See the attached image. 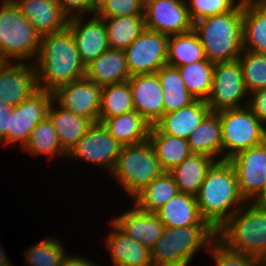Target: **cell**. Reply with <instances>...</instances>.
<instances>
[{
    "mask_svg": "<svg viewBox=\"0 0 266 266\" xmlns=\"http://www.w3.org/2000/svg\"><path fill=\"white\" fill-rule=\"evenodd\" d=\"M35 59L38 89L53 92L61 85L85 77V65L67 27L63 31L42 36Z\"/></svg>",
    "mask_w": 266,
    "mask_h": 266,
    "instance_id": "1",
    "label": "cell"
},
{
    "mask_svg": "<svg viewBox=\"0 0 266 266\" xmlns=\"http://www.w3.org/2000/svg\"><path fill=\"white\" fill-rule=\"evenodd\" d=\"M195 197L201 216L215 231L247 203L228 160L212 165Z\"/></svg>",
    "mask_w": 266,
    "mask_h": 266,
    "instance_id": "2",
    "label": "cell"
},
{
    "mask_svg": "<svg viewBox=\"0 0 266 266\" xmlns=\"http://www.w3.org/2000/svg\"><path fill=\"white\" fill-rule=\"evenodd\" d=\"M193 30L213 64L238 60L243 52V4L232 11L196 21Z\"/></svg>",
    "mask_w": 266,
    "mask_h": 266,
    "instance_id": "3",
    "label": "cell"
},
{
    "mask_svg": "<svg viewBox=\"0 0 266 266\" xmlns=\"http://www.w3.org/2000/svg\"><path fill=\"white\" fill-rule=\"evenodd\" d=\"M216 238L228 249L266 260V210L247 202L219 229Z\"/></svg>",
    "mask_w": 266,
    "mask_h": 266,
    "instance_id": "4",
    "label": "cell"
},
{
    "mask_svg": "<svg viewBox=\"0 0 266 266\" xmlns=\"http://www.w3.org/2000/svg\"><path fill=\"white\" fill-rule=\"evenodd\" d=\"M216 238L210 225L165 227L151 252L153 266H188L193 255Z\"/></svg>",
    "mask_w": 266,
    "mask_h": 266,
    "instance_id": "5",
    "label": "cell"
},
{
    "mask_svg": "<svg viewBox=\"0 0 266 266\" xmlns=\"http://www.w3.org/2000/svg\"><path fill=\"white\" fill-rule=\"evenodd\" d=\"M0 7V54L8 62H12L11 57L18 62L37 57L41 35L14 1L4 0Z\"/></svg>",
    "mask_w": 266,
    "mask_h": 266,
    "instance_id": "6",
    "label": "cell"
},
{
    "mask_svg": "<svg viewBox=\"0 0 266 266\" xmlns=\"http://www.w3.org/2000/svg\"><path fill=\"white\" fill-rule=\"evenodd\" d=\"M160 162L149 140L122 146L111 175L132 199L162 173Z\"/></svg>",
    "mask_w": 266,
    "mask_h": 266,
    "instance_id": "7",
    "label": "cell"
},
{
    "mask_svg": "<svg viewBox=\"0 0 266 266\" xmlns=\"http://www.w3.org/2000/svg\"><path fill=\"white\" fill-rule=\"evenodd\" d=\"M220 115L224 157L229 160L237 153L264 143V126L246 106L245 108L227 109ZM226 150V151H225Z\"/></svg>",
    "mask_w": 266,
    "mask_h": 266,
    "instance_id": "8",
    "label": "cell"
},
{
    "mask_svg": "<svg viewBox=\"0 0 266 266\" xmlns=\"http://www.w3.org/2000/svg\"><path fill=\"white\" fill-rule=\"evenodd\" d=\"M248 95L239 60L216 63L213 68L212 87L206 100L212 112L242 108V99Z\"/></svg>",
    "mask_w": 266,
    "mask_h": 266,
    "instance_id": "9",
    "label": "cell"
},
{
    "mask_svg": "<svg viewBox=\"0 0 266 266\" xmlns=\"http://www.w3.org/2000/svg\"><path fill=\"white\" fill-rule=\"evenodd\" d=\"M169 36L145 29L124 50L130 76L156 73L167 64Z\"/></svg>",
    "mask_w": 266,
    "mask_h": 266,
    "instance_id": "10",
    "label": "cell"
},
{
    "mask_svg": "<svg viewBox=\"0 0 266 266\" xmlns=\"http://www.w3.org/2000/svg\"><path fill=\"white\" fill-rule=\"evenodd\" d=\"M52 101V92L38 89L29 98L13 107L7 129V143L16 144L19 141L23 148L32 130L48 117Z\"/></svg>",
    "mask_w": 266,
    "mask_h": 266,
    "instance_id": "11",
    "label": "cell"
},
{
    "mask_svg": "<svg viewBox=\"0 0 266 266\" xmlns=\"http://www.w3.org/2000/svg\"><path fill=\"white\" fill-rule=\"evenodd\" d=\"M186 0H144L145 28L168 36L193 30Z\"/></svg>",
    "mask_w": 266,
    "mask_h": 266,
    "instance_id": "12",
    "label": "cell"
},
{
    "mask_svg": "<svg viewBox=\"0 0 266 266\" xmlns=\"http://www.w3.org/2000/svg\"><path fill=\"white\" fill-rule=\"evenodd\" d=\"M121 149L122 145L108 133L102 123L97 122L88 128L67 156L104 166L108 172H112Z\"/></svg>",
    "mask_w": 266,
    "mask_h": 266,
    "instance_id": "13",
    "label": "cell"
},
{
    "mask_svg": "<svg viewBox=\"0 0 266 266\" xmlns=\"http://www.w3.org/2000/svg\"><path fill=\"white\" fill-rule=\"evenodd\" d=\"M102 87L86 77L56 88L53 101L76 115L99 122Z\"/></svg>",
    "mask_w": 266,
    "mask_h": 266,
    "instance_id": "14",
    "label": "cell"
},
{
    "mask_svg": "<svg viewBox=\"0 0 266 266\" xmlns=\"http://www.w3.org/2000/svg\"><path fill=\"white\" fill-rule=\"evenodd\" d=\"M228 161L235 170L242 197L246 202L252 201L266 182V145L250 147Z\"/></svg>",
    "mask_w": 266,
    "mask_h": 266,
    "instance_id": "15",
    "label": "cell"
},
{
    "mask_svg": "<svg viewBox=\"0 0 266 266\" xmlns=\"http://www.w3.org/2000/svg\"><path fill=\"white\" fill-rule=\"evenodd\" d=\"M38 90L36 67L29 62H8L0 71V102L19 105Z\"/></svg>",
    "mask_w": 266,
    "mask_h": 266,
    "instance_id": "16",
    "label": "cell"
},
{
    "mask_svg": "<svg viewBox=\"0 0 266 266\" xmlns=\"http://www.w3.org/2000/svg\"><path fill=\"white\" fill-rule=\"evenodd\" d=\"M91 20L81 23L83 15L68 19L67 28L71 31L79 52L81 62L86 66L100 54L109 49L107 30L98 14Z\"/></svg>",
    "mask_w": 266,
    "mask_h": 266,
    "instance_id": "17",
    "label": "cell"
},
{
    "mask_svg": "<svg viewBox=\"0 0 266 266\" xmlns=\"http://www.w3.org/2000/svg\"><path fill=\"white\" fill-rule=\"evenodd\" d=\"M134 110L151 126L164 115L161 83L156 73L131 76L128 80Z\"/></svg>",
    "mask_w": 266,
    "mask_h": 266,
    "instance_id": "18",
    "label": "cell"
},
{
    "mask_svg": "<svg viewBox=\"0 0 266 266\" xmlns=\"http://www.w3.org/2000/svg\"><path fill=\"white\" fill-rule=\"evenodd\" d=\"M42 36L63 31L68 18L57 0H12Z\"/></svg>",
    "mask_w": 266,
    "mask_h": 266,
    "instance_id": "19",
    "label": "cell"
},
{
    "mask_svg": "<svg viewBox=\"0 0 266 266\" xmlns=\"http://www.w3.org/2000/svg\"><path fill=\"white\" fill-rule=\"evenodd\" d=\"M134 206V209L122 213L112 222L130 238L151 250L161 237L165 226L155 213L144 212Z\"/></svg>",
    "mask_w": 266,
    "mask_h": 266,
    "instance_id": "20",
    "label": "cell"
},
{
    "mask_svg": "<svg viewBox=\"0 0 266 266\" xmlns=\"http://www.w3.org/2000/svg\"><path fill=\"white\" fill-rule=\"evenodd\" d=\"M85 77L101 87L130 79L124 50L107 49L85 66Z\"/></svg>",
    "mask_w": 266,
    "mask_h": 266,
    "instance_id": "21",
    "label": "cell"
},
{
    "mask_svg": "<svg viewBox=\"0 0 266 266\" xmlns=\"http://www.w3.org/2000/svg\"><path fill=\"white\" fill-rule=\"evenodd\" d=\"M211 112L212 111L206 101L196 99L188 106L164 114L155 126L162 133L187 140L190 134Z\"/></svg>",
    "mask_w": 266,
    "mask_h": 266,
    "instance_id": "22",
    "label": "cell"
},
{
    "mask_svg": "<svg viewBox=\"0 0 266 266\" xmlns=\"http://www.w3.org/2000/svg\"><path fill=\"white\" fill-rule=\"evenodd\" d=\"M114 230L106 238L114 266H153L150 250L122 232L112 221Z\"/></svg>",
    "mask_w": 266,
    "mask_h": 266,
    "instance_id": "23",
    "label": "cell"
},
{
    "mask_svg": "<svg viewBox=\"0 0 266 266\" xmlns=\"http://www.w3.org/2000/svg\"><path fill=\"white\" fill-rule=\"evenodd\" d=\"M155 214L168 228L209 225L200 214L196 197L180 192Z\"/></svg>",
    "mask_w": 266,
    "mask_h": 266,
    "instance_id": "24",
    "label": "cell"
},
{
    "mask_svg": "<svg viewBox=\"0 0 266 266\" xmlns=\"http://www.w3.org/2000/svg\"><path fill=\"white\" fill-rule=\"evenodd\" d=\"M204 154L192 153L169 173L172 175L180 193L196 196L208 170L216 162Z\"/></svg>",
    "mask_w": 266,
    "mask_h": 266,
    "instance_id": "25",
    "label": "cell"
},
{
    "mask_svg": "<svg viewBox=\"0 0 266 266\" xmlns=\"http://www.w3.org/2000/svg\"><path fill=\"white\" fill-rule=\"evenodd\" d=\"M53 103L54 101L50 105L48 118L55 128L61 148L68 154L86 134L93 122L88 118L67 111L60 106H53Z\"/></svg>",
    "mask_w": 266,
    "mask_h": 266,
    "instance_id": "26",
    "label": "cell"
},
{
    "mask_svg": "<svg viewBox=\"0 0 266 266\" xmlns=\"http://www.w3.org/2000/svg\"><path fill=\"white\" fill-rule=\"evenodd\" d=\"M101 123L122 146L142 143L149 138L151 125L135 110L106 118Z\"/></svg>",
    "mask_w": 266,
    "mask_h": 266,
    "instance_id": "27",
    "label": "cell"
},
{
    "mask_svg": "<svg viewBox=\"0 0 266 266\" xmlns=\"http://www.w3.org/2000/svg\"><path fill=\"white\" fill-rule=\"evenodd\" d=\"M148 140L164 172H170L192 154L186 139L162 133L155 125L150 128Z\"/></svg>",
    "mask_w": 266,
    "mask_h": 266,
    "instance_id": "28",
    "label": "cell"
},
{
    "mask_svg": "<svg viewBox=\"0 0 266 266\" xmlns=\"http://www.w3.org/2000/svg\"><path fill=\"white\" fill-rule=\"evenodd\" d=\"M243 50L266 54V2L243 4Z\"/></svg>",
    "mask_w": 266,
    "mask_h": 266,
    "instance_id": "29",
    "label": "cell"
},
{
    "mask_svg": "<svg viewBox=\"0 0 266 266\" xmlns=\"http://www.w3.org/2000/svg\"><path fill=\"white\" fill-rule=\"evenodd\" d=\"M192 153L204 154L216 158L222 155L223 141L220 115L211 112L187 139Z\"/></svg>",
    "mask_w": 266,
    "mask_h": 266,
    "instance_id": "30",
    "label": "cell"
},
{
    "mask_svg": "<svg viewBox=\"0 0 266 266\" xmlns=\"http://www.w3.org/2000/svg\"><path fill=\"white\" fill-rule=\"evenodd\" d=\"M164 101V114L177 111L193 103L196 98L186 89L178 67L164 65L157 71Z\"/></svg>",
    "mask_w": 266,
    "mask_h": 266,
    "instance_id": "31",
    "label": "cell"
},
{
    "mask_svg": "<svg viewBox=\"0 0 266 266\" xmlns=\"http://www.w3.org/2000/svg\"><path fill=\"white\" fill-rule=\"evenodd\" d=\"M179 193L178 187L169 172H163L151 181L132 200L141 211L156 213L164 204Z\"/></svg>",
    "mask_w": 266,
    "mask_h": 266,
    "instance_id": "32",
    "label": "cell"
},
{
    "mask_svg": "<svg viewBox=\"0 0 266 266\" xmlns=\"http://www.w3.org/2000/svg\"><path fill=\"white\" fill-rule=\"evenodd\" d=\"M205 59L204 48L194 30L169 36L167 65L180 67Z\"/></svg>",
    "mask_w": 266,
    "mask_h": 266,
    "instance_id": "33",
    "label": "cell"
},
{
    "mask_svg": "<svg viewBox=\"0 0 266 266\" xmlns=\"http://www.w3.org/2000/svg\"><path fill=\"white\" fill-rule=\"evenodd\" d=\"M110 49L126 50L146 29L144 15L102 18Z\"/></svg>",
    "mask_w": 266,
    "mask_h": 266,
    "instance_id": "34",
    "label": "cell"
},
{
    "mask_svg": "<svg viewBox=\"0 0 266 266\" xmlns=\"http://www.w3.org/2000/svg\"><path fill=\"white\" fill-rule=\"evenodd\" d=\"M134 111L132 92L128 81L102 87L99 122L106 118Z\"/></svg>",
    "mask_w": 266,
    "mask_h": 266,
    "instance_id": "35",
    "label": "cell"
},
{
    "mask_svg": "<svg viewBox=\"0 0 266 266\" xmlns=\"http://www.w3.org/2000/svg\"><path fill=\"white\" fill-rule=\"evenodd\" d=\"M214 65L205 59L178 67L186 89L196 99L207 100L212 87Z\"/></svg>",
    "mask_w": 266,
    "mask_h": 266,
    "instance_id": "36",
    "label": "cell"
},
{
    "mask_svg": "<svg viewBox=\"0 0 266 266\" xmlns=\"http://www.w3.org/2000/svg\"><path fill=\"white\" fill-rule=\"evenodd\" d=\"M22 149L33 155L46 154L48 160H51L57 154L67 156V153L61 148L55 128L48 117L39 122L32 130L27 143Z\"/></svg>",
    "mask_w": 266,
    "mask_h": 266,
    "instance_id": "37",
    "label": "cell"
},
{
    "mask_svg": "<svg viewBox=\"0 0 266 266\" xmlns=\"http://www.w3.org/2000/svg\"><path fill=\"white\" fill-rule=\"evenodd\" d=\"M60 240L47 238L31 246L24 253L30 266H62L68 256Z\"/></svg>",
    "mask_w": 266,
    "mask_h": 266,
    "instance_id": "38",
    "label": "cell"
},
{
    "mask_svg": "<svg viewBox=\"0 0 266 266\" xmlns=\"http://www.w3.org/2000/svg\"><path fill=\"white\" fill-rule=\"evenodd\" d=\"M248 94L266 87V54L243 50L238 58Z\"/></svg>",
    "mask_w": 266,
    "mask_h": 266,
    "instance_id": "39",
    "label": "cell"
},
{
    "mask_svg": "<svg viewBox=\"0 0 266 266\" xmlns=\"http://www.w3.org/2000/svg\"><path fill=\"white\" fill-rule=\"evenodd\" d=\"M208 248L217 266H264V262L255 257L228 249L217 238Z\"/></svg>",
    "mask_w": 266,
    "mask_h": 266,
    "instance_id": "40",
    "label": "cell"
},
{
    "mask_svg": "<svg viewBox=\"0 0 266 266\" xmlns=\"http://www.w3.org/2000/svg\"><path fill=\"white\" fill-rule=\"evenodd\" d=\"M101 18L144 15V0H98Z\"/></svg>",
    "mask_w": 266,
    "mask_h": 266,
    "instance_id": "41",
    "label": "cell"
},
{
    "mask_svg": "<svg viewBox=\"0 0 266 266\" xmlns=\"http://www.w3.org/2000/svg\"><path fill=\"white\" fill-rule=\"evenodd\" d=\"M190 18L193 23L205 17L220 15L232 11L238 4L235 0H188Z\"/></svg>",
    "mask_w": 266,
    "mask_h": 266,
    "instance_id": "42",
    "label": "cell"
},
{
    "mask_svg": "<svg viewBox=\"0 0 266 266\" xmlns=\"http://www.w3.org/2000/svg\"><path fill=\"white\" fill-rule=\"evenodd\" d=\"M62 13L68 18L84 14H97L98 0H57ZM72 13V14H71Z\"/></svg>",
    "mask_w": 266,
    "mask_h": 266,
    "instance_id": "43",
    "label": "cell"
},
{
    "mask_svg": "<svg viewBox=\"0 0 266 266\" xmlns=\"http://www.w3.org/2000/svg\"><path fill=\"white\" fill-rule=\"evenodd\" d=\"M246 106L252 111L256 118L264 125L266 123V87L249 94Z\"/></svg>",
    "mask_w": 266,
    "mask_h": 266,
    "instance_id": "44",
    "label": "cell"
},
{
    "mask_svg": "<svg viewBox=\"0 0 266 266\" xmlns=\"http://www.w3.org/2000/svg\"><path fill=\"white\" fill-rule=\"evenodd\" d=\"M12 110L13 107L0 102V143L7 144V129H9Z\"/></svg>",
    "mask_w": 266,
    "mask_h": 266,
    "instance_id": "45",
    "label": "cell"
},
{
    "mask_svg": "<svg viewBox=\"0 0 266 266\" xmlns=\"http://www.w3.org/2000/svg\"><path fill=\"white\" fill-rule=\"evenodd\" d=\"M62 266H97L94 262L87 260L85 257L68 255Z\"/></svg>",
    "mask_w": 266,
    "mask_h": 266,
    "instance_id": "46",
    "label": "cell"
},
{
    "mask_svg": "<svg viewBox=\"0 0 266 266\" xmlns=\"http://www.w3.org/2000/svg\"><path fill=\"white\" fill-rule=\"evenodd\" d=\"M250 203L258 208L266 210V182L260 192Z\"/></svg>",
    "mask_w": 266,
    "mask_h": 266,
    "instance_id": "47",
    "label": "cell"
},
{
    "mask_svg": "<svg viewBox=\"0 0 266 266\" xmlns=\"http://www.w3.org/2000/svg\"><path fill=\"white\" fill-rule=\"evenodd\" d=\"M0 266H10L9 259L7 258V255L4 254L1 247H0Z\"/></svg>",
    "mask_w": 266,
    "mask_h": 266,
    "instance_id": "48",
    "label": "cell"
},
{
    "mask_svg": "<svg viewBox=\"0 0 266 266\" xmlns=\"http://www.w3.org/2000/svg\"><path fill=\"white\" fill-rule=\"evenodd\" d=\"M239 3H242V4H245V3H257V2H260V3H264L266 2V0H238Z\"/></svg>",
    "mask_w": 266,
    "mask_h": 266,
    "instance_id": "49",
    "label": "cell"
},
{
    "mask_svg": "<svg viewBox=\"0 0 266 266\" xmlns=\"http://www.w3.org/2000/svg\"><path fill=\"white\" fill-rule=\"evenodd\" d=\"M8 61L0 54V71L5 67Z\"/></svg>",
    "mask_w": 266,
    "mask_h": 266,
    "instance_id": "50",
    "label": "cell"
},
{
    "mask_svg": "<svg viewBox=\"0 0 266 266\" xmlns=\"http://www.w3.org/2000/svg\"><path fill=\"white\" fill-rule=\"evenodd\" d=\"M264 144L266 145V130H265V135H264Z\"/></svg>",
    "mask_w": 266,
    "mask_h": 266,
    "instance_id": "51",
    "label": "cell"
}]
</instances>
